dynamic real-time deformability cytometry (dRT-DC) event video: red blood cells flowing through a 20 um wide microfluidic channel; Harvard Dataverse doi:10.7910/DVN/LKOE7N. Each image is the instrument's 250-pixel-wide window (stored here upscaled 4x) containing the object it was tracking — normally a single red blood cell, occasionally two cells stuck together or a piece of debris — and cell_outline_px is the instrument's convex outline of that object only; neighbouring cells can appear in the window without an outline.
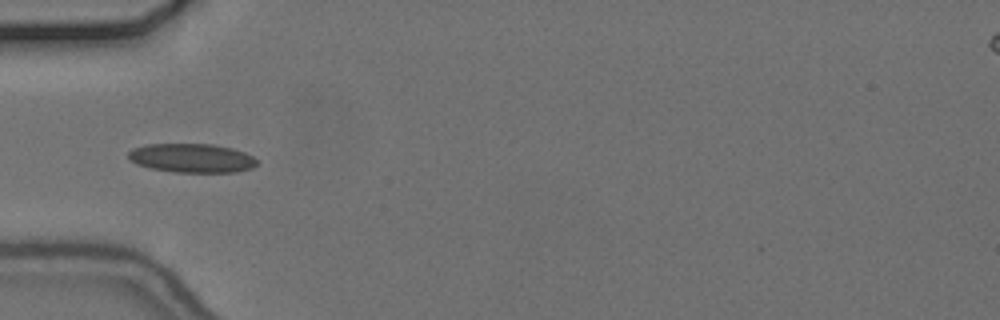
{"species": "common noctule bat (a hibernating species)", "species_latin": "Nyctalus noctula", "temperature_condition": "cold", "stored_images_in_passage": 38, "camera_frame_rate_fps": 3000, "um_per_image_px": 0.085, "animal": {"sex": "female", "body_mass_g": 24.6, "forearm_length_mm": 56.2}, "frame": {"image": 1, "passage_image": 1, "time_ms": 0.0, "image_size_px": [1000, 320], "cell_outline_px": [[260, 164], [252, 168], [236, 172], [176, 172], [152, 168], [136, 164], [128, 156], [128, 152], [132, 148], [144, 144], [212, 144], [232, 148], [244, 152], [252, 156]], "centroid_in_image_um": [16.32, 13.43], "position_along_channel_um": 68.7, "area_um2": 21.73}}
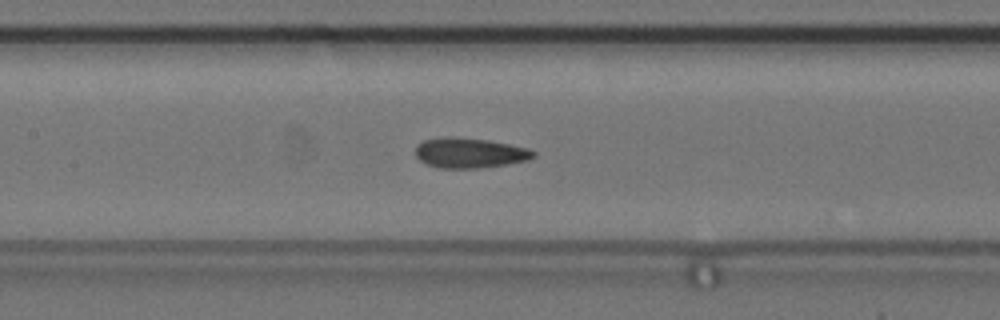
{"frame": {"image": 2, "passage_image": 9, "time_ms": 2.667, "image_size_px": [1000, 320], "cell_outline_px": [[536, 156], [528, 160], [508, 164], [476, 168], [440, 168], [428, 164], [420, 160], [416, 156], [416, 144], [424, 140], [452, 136], [488, 140], [528, 148], [536, 152]], "centroid_in_image_um": [39.93, 12.99], "position_along_channel_um": 167.5, "area_um2": 20.63}}
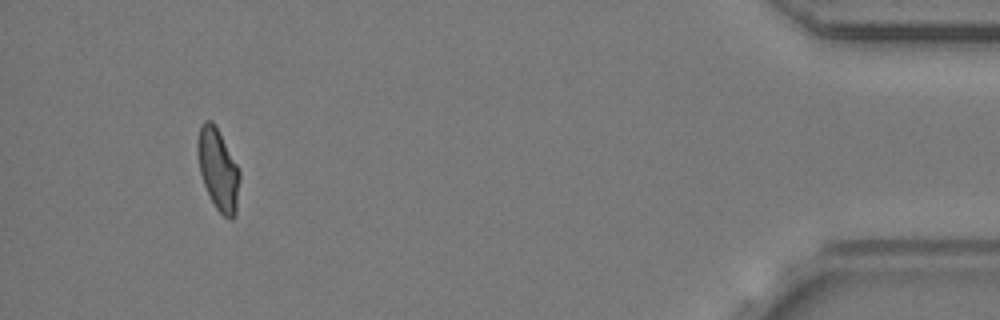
{"frame": {"image": 3, "passage_image": 35, "time_ms": 11.333, "image_size_px": [1000, 320], "cell_outline_px": [[240, 176], [236, 216], [232, 220], [228, 220], [216, 208], [204, 184], [200, 172], [196, 152], [196, 144], [200, 124], [204, 120], [212, 120], [236, 164], [240, 172]], "centroid_in_image_um": [18.53, 14.42], "position_along_channel_um": 416.7, "area_um2": 19.88}, "authors_computed_cell_mechanics": {"area_um2": 20.4034, "velocity_mm_per_s": 3.6924, "shape_relaxation_time_tau1_ms": null, "shape_relaxation_time_tau2_ms": 1.8103, "deformation_change_tau1": null, "deformation_change_tau2": 0.0771}}